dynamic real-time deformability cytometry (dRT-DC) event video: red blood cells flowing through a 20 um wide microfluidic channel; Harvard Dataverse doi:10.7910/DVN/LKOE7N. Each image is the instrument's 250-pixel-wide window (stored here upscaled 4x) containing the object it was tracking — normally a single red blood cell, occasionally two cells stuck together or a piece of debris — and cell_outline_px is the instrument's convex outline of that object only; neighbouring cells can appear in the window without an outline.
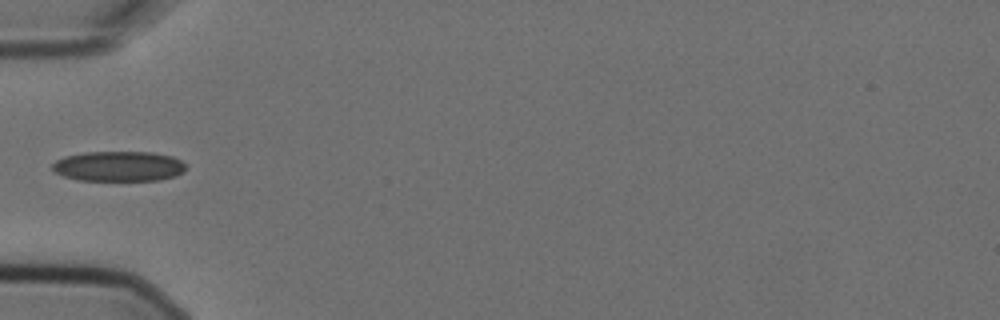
{"species": "Egyptian fruit bat (a non-hibernating species)", "species_latin": "Rousettus aegyptiacus", "temperature_condition": "cold", "stored_images_in_passage": 6, "camera_frame_rate_fps": 3000, "um_per_image_px": 0.085, "animal": {"sex": "female"}, "frame": {"image": 1, "passage_image": 5, "time_ms": 1.333, "image_size_px": [1000, 320], "cell_outline_px": [[184, 172], [176, 176], [160, 180], [80, 180], [64, 176], [56, 172], [52, 168], [52, 164], [56, 160], [64, 156], [84, 152], [152, 152], [172, 156], [180, 160], [184, 164]], "centroid_in_image_um": [10.09, 14.12], "position_along_channel_um": 74.9, "area_um2": 23.41}}
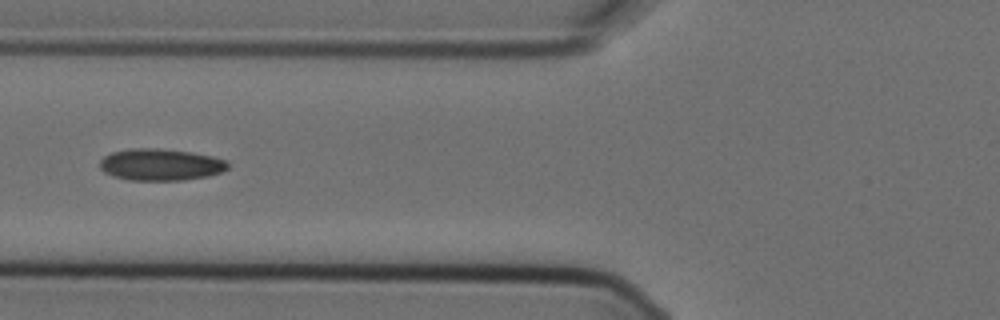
{"frame": {"image": 2, "passage_image": 6, "time_ms": 1.667, "image_size_px": [1000, 320], "cell_outline_px": [[228, 168], [220, 172], [208, 176], [184, 180], [128, 180], [112, 176], [104, 172], [100, 168], [100, 160], [104, 156], [112, 152], [132, 148], [160, 148], [192, 152], [212, 156], [228, 160]], "centroid_in_image_um": [13.65, 13.99], "position_along_channel_um": 112.2, "area_um2": 23.87}}